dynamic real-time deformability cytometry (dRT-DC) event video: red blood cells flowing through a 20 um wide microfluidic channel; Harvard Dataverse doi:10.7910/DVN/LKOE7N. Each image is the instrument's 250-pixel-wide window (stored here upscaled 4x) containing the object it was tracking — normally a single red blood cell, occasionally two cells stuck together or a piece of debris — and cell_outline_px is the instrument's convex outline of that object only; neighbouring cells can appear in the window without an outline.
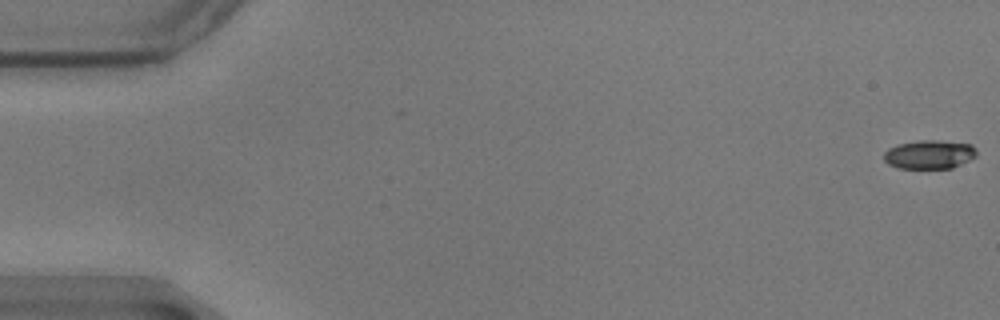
{"species": "common noctule bat (a hibernating species)", "species_latin": "Nyctalus noctula", "temperature_condition": "warm", "stored_images_in_passage": 58, "camera_frame_rate_fps": 3000, "um_per_image_px": 0.085, "animal": {"sex": "male", "body_mass_g": 17.9}, "frame": {"image": 1, "passage_image": 1, "time_ms": 0.0, "image_size_px": [1000, 320], "cell_outline_px": [[976, 156], [952, 168], [900, 168], [888, 164], [884, 160], [884, 152], [888, 148], [900, 144], [920, 140], [936, 140], [972, 144], [976, 148]], "centroid_in_image_um": [79.0, 13.12], "position_along_channel_um": 6.0, "area_um2": 15.43}}
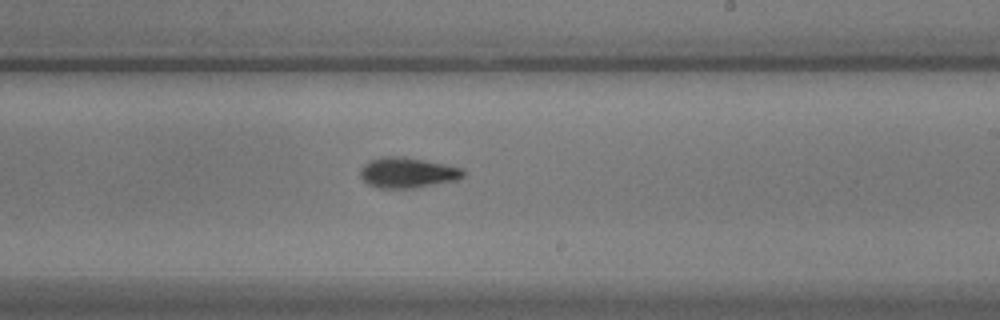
{"frame": {"image": 2, "passage_image": 35, "time_ms": 11.333, "image_size_px": [1000, 320], "cell_outline_px": [[464, 176], [460, 180], [416, 188], [380, 188], [368, 184], [360, 176], [360, 168], [368, 160], [384, 156], [404, 156], [464, 168]], "centroid_in_image_um": [34.66, 14.67], "position_along_channel_um": 254.3, "area_um2": 18.55}}
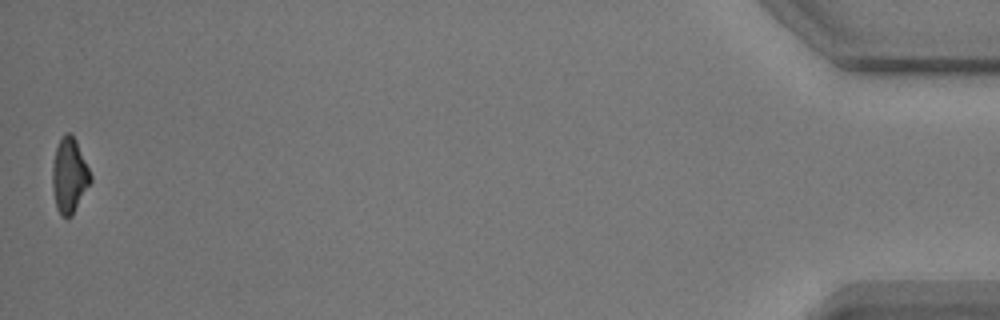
{"frame": {"image": 3, "passage_image": 58, "time_ms": 19.0, "image_size_px": [1000, 320], "cell_outline_px": [[92, 180], [72, 216], [68, 220], [60, 216], [56, 208], [52, 188], [52, 164], [56, 148], [64, 132], [68, 132], [76, 140], [92, 176]], "centroid_in_image_um": [5.88, 14.97], "position_along_channel_um": 429.3, "area_um2": 16.82}, "authors_computed_cell_mechanics": {"area_um2": 17.1088, "velocity_mm_per_s": 3.4983, "shape_relaxation_time_tau1_ms": 2.9949, "shape_relaxation_time_tau2_ms": 5.0898, "deformation_change_tau1": 0.1329, "deformation_change_tau2": 0.1164}}